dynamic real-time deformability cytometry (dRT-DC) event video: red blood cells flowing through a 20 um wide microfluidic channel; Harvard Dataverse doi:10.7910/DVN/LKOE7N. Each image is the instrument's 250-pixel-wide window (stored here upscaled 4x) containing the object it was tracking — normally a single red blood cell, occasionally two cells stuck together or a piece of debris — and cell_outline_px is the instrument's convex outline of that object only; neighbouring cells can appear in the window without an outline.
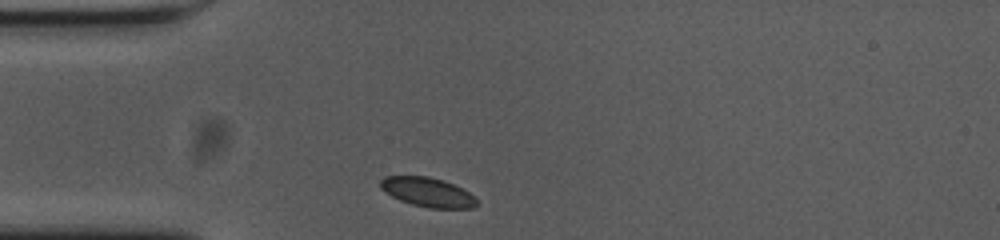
{"species": "common noctule bat (a hibernating species)", "species_latin": "Nyctalus noctula", "temperature_condition": "cold", "stored_images_in_passage": 31, "camera_frame_rate_fps": 3000, "um_per_image_px": 0.085, "animal": {"sex": "female", "body_mass_g": 23.0, "forearm_length_mm": 53.4}, "frame": {"image": 1, "passage_image": 1, "time_ms": 0.0, "image_size_px": [1000, 240], "cell_outline_px": [[480, 204], [472, 208], [428, 208], [412, 204], [400, 200], [392, 196], [380, 188], [380, 180], [384, 176], [428, 176], [444, 180], [468, 192]], "centroid_in_image_um": [36.33, 16.33], "position_along_channel_um": 48.7, "area_um2": 16.36}}
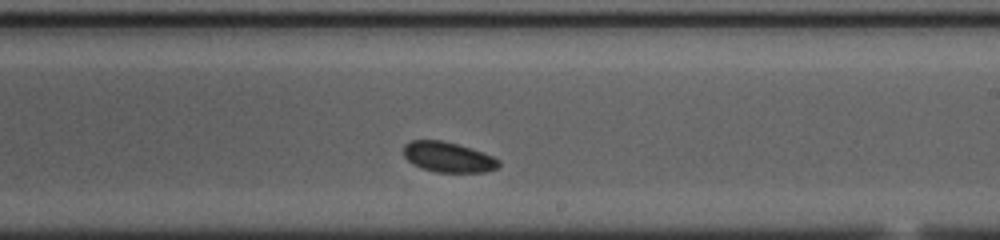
{"frame": {"image": 2, "passage_image": 19, "time_ms": 6.0, "image_size_px": [1000, 240], "cell_outline_px": [[500, 164], [496, 168], [484, 172], [436, 172], [412, 164], [404, 156], [404, 144], [412, 140], [440, 140], [456, 144], [492, 156], [500, 160]], "centroid_in_image_um": [38.06, 13.36], "position_along_channel_um": 250.9, "area_um2": 16.47}}
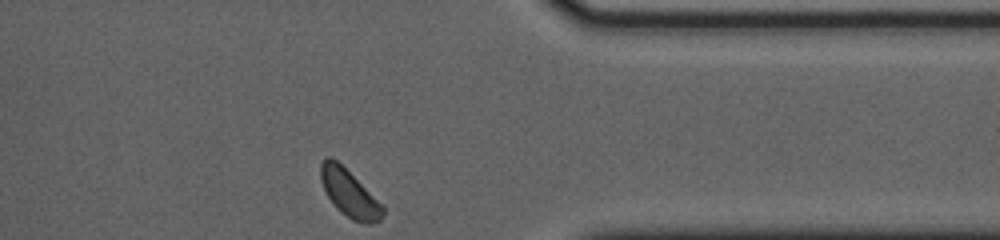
{"frame": {"image": 3, "passage_image": 31, "time_ms": 10.0, "image_size_px": [1000, 240], "cell_outline_px": [[384, 216], [380, 220], [372, 224], [364, 224], [352, 220], [340, 212], [336, 208], [328, 196], [320, 180], [320, 164], [328, 156], [332, 156], [384, 208]], "centroid_in_image_um": [29.66, 16.47], "position_along_channel_um": 381.7, "area_um2": 16.53}, "authors_computed_cell_mechanics": {"area_um2": 16.8198, "velocity_mm_per_s": 3.5833, "shape_relaxation_time_tau1_ms": 1.907, "shape_relaxation_time_tau2_ms": null, "deformation_change_tau1": 0.0327, "deformation_change_tau2": null}}